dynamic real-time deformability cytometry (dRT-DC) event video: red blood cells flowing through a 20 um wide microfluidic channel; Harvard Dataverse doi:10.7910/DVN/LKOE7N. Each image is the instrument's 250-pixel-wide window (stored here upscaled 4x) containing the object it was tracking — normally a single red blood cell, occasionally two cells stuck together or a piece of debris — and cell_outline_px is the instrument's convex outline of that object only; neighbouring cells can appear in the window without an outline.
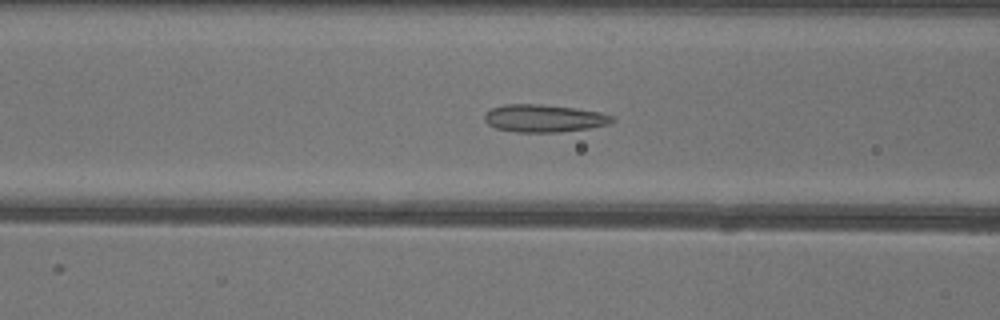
{"species": "common noctule bat (a hibernating species)", "species_latin": "Nyctalus noctula", "temperature_condition": "warm", "stored_images_in_passage": 51, "camera_frame_rate_fps": 3000, "um_per_image_px": 0.085, "animal": {"sex": "female"}, "frame": {"image": 1, "passage_image": 19, "time_ms": 6.0, "image_size_px": [1000, 320], "cell_outline_px": [[616, 120], [608, 124], [588, 128], [556, 132], [516, 132], [496, 128], [488, 124], [484, 120], [484, 112], [492, 108], [504, 104], [540, 104], [576, 108], [600, 112], [612, 116]], "centroid_in_image_um": [46.21, 10.05], "position_along_channel_um": 120.4, "area_um2": 20.52}}
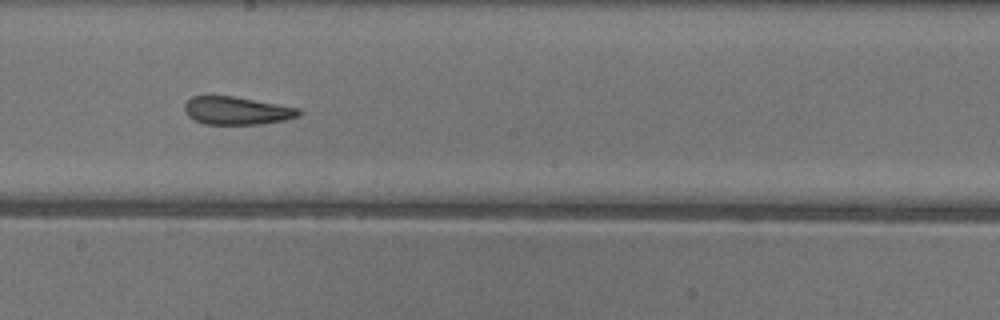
{"frame": {"image": 2, "passage_image": 27, "time_ms": 8.667, "image_size_px": [1000, 320], "cell_outline_px": [[304, 112], [300, 116], [284, 120], [260, 124], [204, 124], [188, 116], [184, 108], [184, 104], [192, 96], [232, 96], [300, 108]], "centroid_in_image_um": [20.16, 9.41], "position_along_channel_um": 228.0, "area_um2": 18.55}}
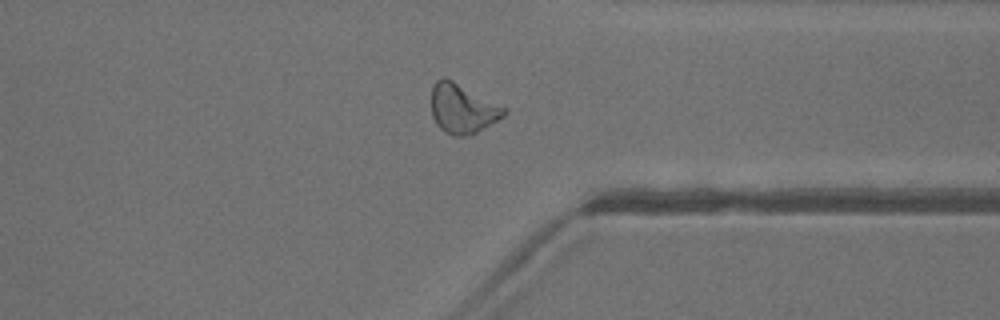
{"frame": {"image": 3, "passage_image": 38, "time_ms": 12.333, "image_size_px": [1000, 320], "cell_outline_px": [[508, 112], [504, 116], [476, 132], [464, 136], [456, 136], [444, 132], [436, 124], [432, 116], [432, 84], [436, 80], [444, 76], [508, 108]], "centroid_in_image_um": [39.31, 9.22], "position_along_channel_um": 372.1, "area_um2": 20.92}, "authors_computed_cell_mechanics": {"area_um2": 20.9236, "velocity_mm_per_s": 4.0446, "shape_relaxation_time_tau1_ms": null, "shape_relaxation_time_tau2_ms": 1.0642, "deformation_change_tau1": null, "deformation_change_tau2": 0.085}}